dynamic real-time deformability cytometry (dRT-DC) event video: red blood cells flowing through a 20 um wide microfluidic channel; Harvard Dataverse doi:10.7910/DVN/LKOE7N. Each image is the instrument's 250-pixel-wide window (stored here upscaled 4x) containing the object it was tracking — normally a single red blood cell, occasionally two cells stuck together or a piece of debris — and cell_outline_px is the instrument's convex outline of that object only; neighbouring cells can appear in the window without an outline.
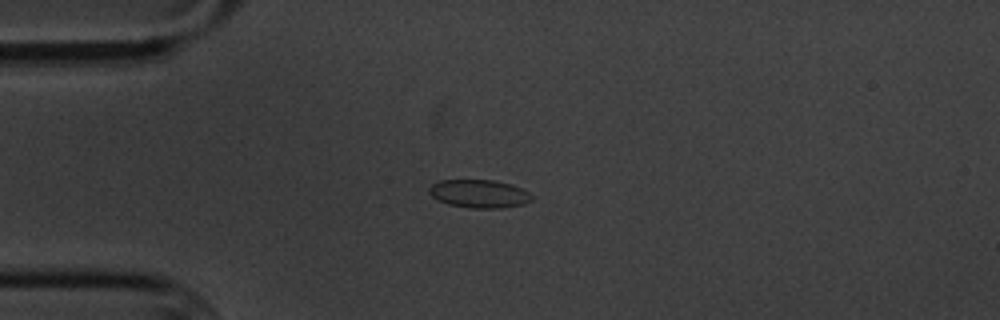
{"species": "common noctule bat (a hibernating species)", "species_latin": "Nyctalus noctula", "temperature_condition": "cold", "stored_images_in_passage": 14, "camera_frame_rate_fps": 3000, "um_per_image_px": 0.085, "animal": {"sex": "male", "body_mass_g": 20.1, "forearm_length_mm": 53.5}, "frame": {"image": 1, "passage_image": 3, "time_ms": 3.0, "image_size_px": [1000, 320], "cell_outline_px": [[532, 200], [524, 204], [500, 208], [472, 208], [448, 204], [436, 200], [428, 192], [428, 188], [432, 184], [440, 180], [492, 180], [512, 184], [528, 192], [532, 196]], "centroid_in_image_um": [40.7, 16.47], "position_along_channel_um": 44.3, "area_um2": 16.88}}
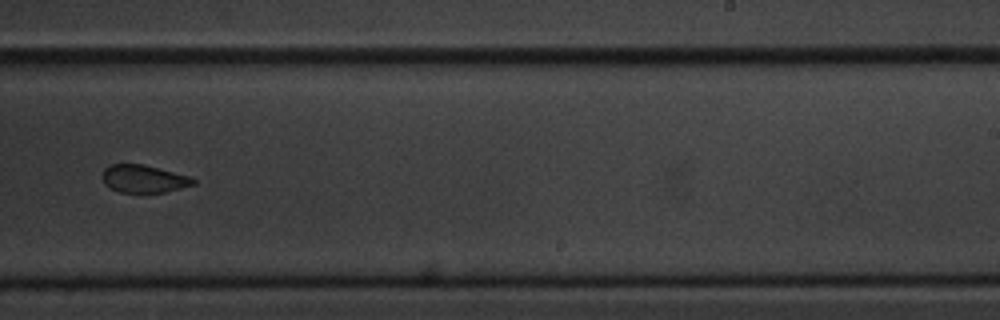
{"frame": {"image": 2, "passage_image": 9, "time_ms": 10.333, "image_size_px": [1000, 320], "cell_outline_px": [[196, 184], [164, 192], [120, 192], [104, 184], [100, 176], [104, 168], [112, 164], [144, 164], [188, 176], [196, 180]], "centroid_in_image_um": [12.18, 15.19], "position_along_channel_um": 276.8, "area_um2": 14.62}}
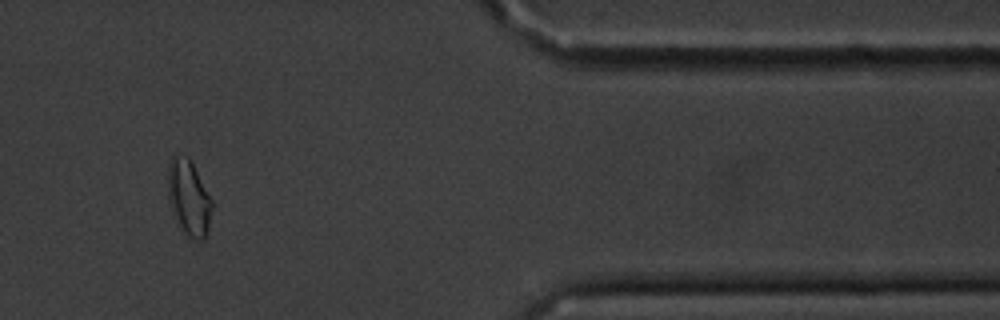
{"frame": {"image": 3, "passage_image": 12, "time_ms": 14.667, "image_size_px": [1000, 320], "cell_outline_px": [[212, 208], [208, 228], [204, 240], [196, 240], [188, 236], [184, 232], [180, 224], [168, 196], [168, 164], [172, 156], [188, 156], [212, 200]], "centroid_in_image_um": [16.06, 16.79], "position_along_channel_um": 395.3, "area_um2": 18.73}, "authors_computed_cell_mechanics": {"area_um2": 16.7331, "velocity_mm_per_s": 3.4084, "shape_relaxation_time_tau1_ms": null, "shape_relaxation_time_tau2_ms": 0.5262, "deformation_change_tau1": null, "deformation_change_tau2": 0.0318}}